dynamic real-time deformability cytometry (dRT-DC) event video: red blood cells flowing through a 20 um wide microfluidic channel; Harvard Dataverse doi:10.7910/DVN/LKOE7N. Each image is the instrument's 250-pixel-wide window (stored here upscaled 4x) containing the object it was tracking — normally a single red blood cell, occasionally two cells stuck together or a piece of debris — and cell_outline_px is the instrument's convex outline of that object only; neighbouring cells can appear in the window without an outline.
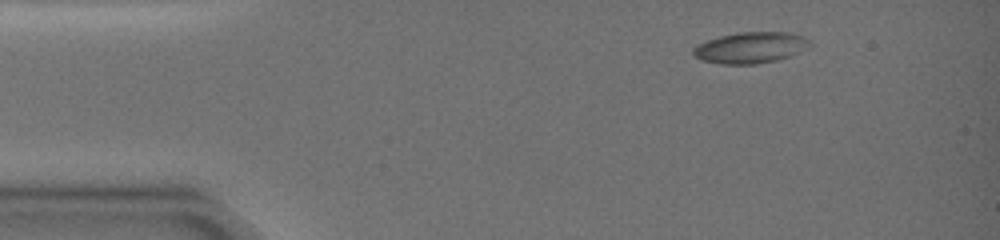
{"species": "common noctule bat (a hibernating species)", "species_latin": "Nyctalus noctula", "temperature_condition": "warm", "stored_images_in_passage": 2, "camera_frame_rate_fps": 3000, "um_per_image_px": 0.085, "animal": {"sex": "female", "body_mass_g": 19.0, "forearm_length_mm": 51.5}, "frame": {"image": 1, "passage_image": 1, "time_ms": 0.0, "image_size_px": [1000, 240], "cell_outline_px": [[812, 44], [808, 48], [792, 56], [776, 60], [756, 64], [720, 64], [704, 60], [692, 56], [692, 48], [708, 40], [720, 36], [736, 32], [788, 32], [804, 36]], "centroid_in_image_um": [63.82, 4.05], "position_along_channel_um": 21.2, "area_um2": 21.27}}